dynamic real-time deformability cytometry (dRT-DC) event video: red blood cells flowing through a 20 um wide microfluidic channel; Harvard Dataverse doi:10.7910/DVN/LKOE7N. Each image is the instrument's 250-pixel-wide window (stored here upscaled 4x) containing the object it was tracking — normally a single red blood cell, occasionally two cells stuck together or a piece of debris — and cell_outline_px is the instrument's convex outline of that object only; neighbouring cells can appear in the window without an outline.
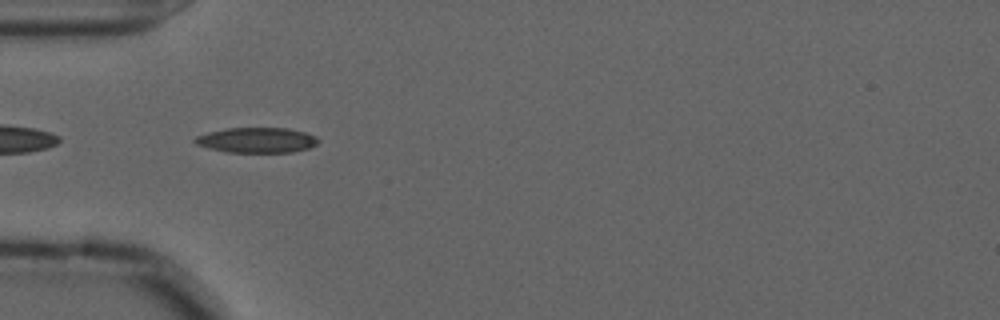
{"species": "common noctule bat (a hibernating species)", "species_latin": "Nyctalus noctula", "temperature_condition": "cold", "stored_images_in_passage": 38, "camera_frame_rate_fps": 3000, "um_per_image_px": 0.085, "animal": {"sex": "male", "forearm_length_mm": 52.5}, "frame": {"image": 1, "passage_image": 2, "time_ms": 0.333, "image_size_px": [1000, 320], "cell_outline_px": [[320, 140], [316, 144], [308, 148], [292, 152], [224, 152], [208, 148], [196, 144], [192, 140], [196, 136], [208, 132], [228, 128], [288, 128], [304, 132], [316, 136]], "centroid_in_image_um": [21.81, 11.91], "position_along_channel_um": 63.2, "area_um2": 18.15}}
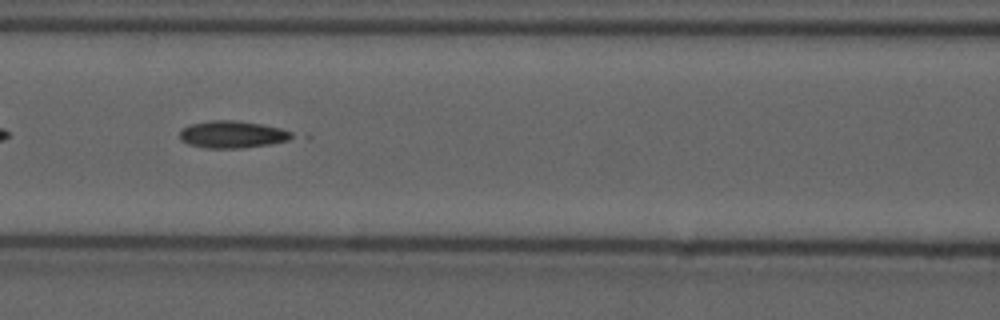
{"frame": {"image": 2, "passage_image": 9, "time_ms": 2.667, "image_size_px": [1000, 320], "cell_outline_px": [[296, 136], [288, 140], [268, 144], [240, 148], [204, 148], [188, 144], [180, 140], [180, 132], [188, 124], [212, 120], [236, 120], [260, 124], [280, 128], [292, 132]], "centroid_in_image_um": [19.73, 11.42], "position_along_channel_um": 146.9, "area_um2": 17.74}}
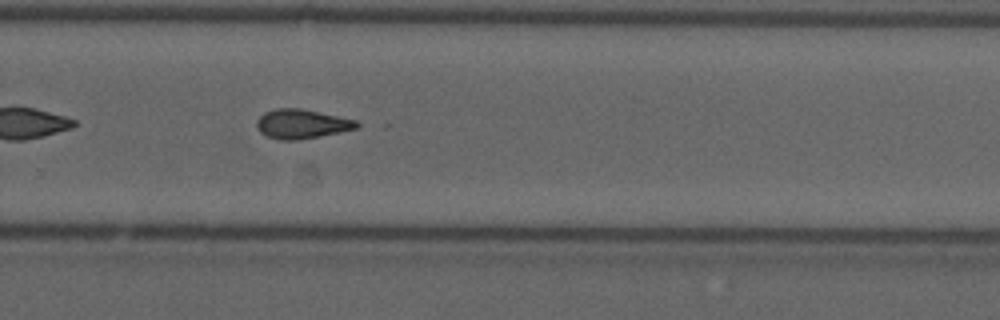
{"frame": {"image": 3, "passage_image": 22, "time_ms": 7.0, "image_size_px": [1000, 320], "cell_outline_px": [[360, 124], [356, 128], [320, 136], [296, 140], [280, 140], [264, 136], [260, 132], [256, 124], [256, 120], [264, 112], [276, 108], [300, 108], [356, 120]], "centroid_in_image_um": [25.59, 10.53], "position_along_channel_um": 304.2, "area_um2": 16.99}, "authors_computed_cell_mechanics": {"area_um2": 16.6753, "velocity_mm_per_s": 3.6403, "shape_relaxation_time_tau1_ms": 7.2202, "shape_relaxation_time_tau2_ms": 4.646, "deformation_change_tau1": 0.1629, "deformation_change_tau2": 0.1162}}